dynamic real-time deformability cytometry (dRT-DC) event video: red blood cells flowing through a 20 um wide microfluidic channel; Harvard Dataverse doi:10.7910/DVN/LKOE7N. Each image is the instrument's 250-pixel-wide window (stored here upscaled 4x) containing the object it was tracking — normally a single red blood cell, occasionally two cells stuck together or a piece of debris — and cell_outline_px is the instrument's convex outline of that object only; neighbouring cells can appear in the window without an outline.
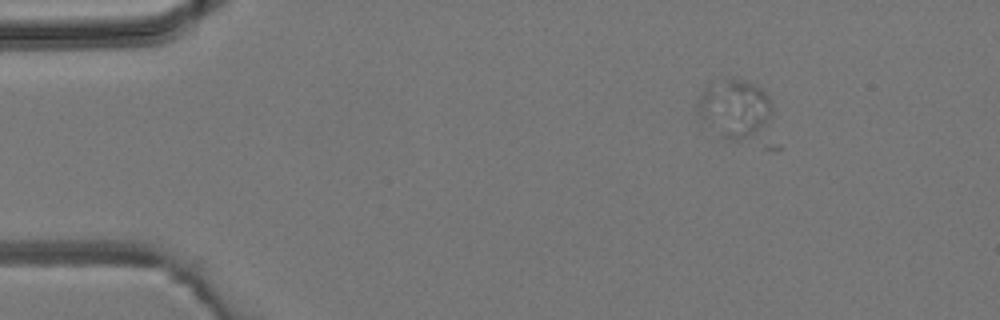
{"species": "common noctule bat (a hibernating species)", "species_latin": "Nyctalus noctula", "temperature_condition": "room temperature", "stored_images_in_passage": 4, "camera_frame_rate_fps": 3000, "um_per_image_px": 0.085, "animal": {"sex": "male", "body_mass_g": 19.2, "forearm_length_mm": 51.8}, "frame": {"image": 1, "passage_image": 2, "time_ms": 2.0, "image_size_px": [1000, 320], "cell_outline_px": [[772, 104], [768, 120], [752, 136], [736, 140], [732, 140], [724, 136], [704, 120], [696, 112], [696, 104], [708, 80], [728, 76], [732, 76], [748, 80], [756, 84], [768, 96]], "centroid_in_image_um": [62.39, 9.08], "position_along_channel_um": 22.6, "area_um2": 25.32}}